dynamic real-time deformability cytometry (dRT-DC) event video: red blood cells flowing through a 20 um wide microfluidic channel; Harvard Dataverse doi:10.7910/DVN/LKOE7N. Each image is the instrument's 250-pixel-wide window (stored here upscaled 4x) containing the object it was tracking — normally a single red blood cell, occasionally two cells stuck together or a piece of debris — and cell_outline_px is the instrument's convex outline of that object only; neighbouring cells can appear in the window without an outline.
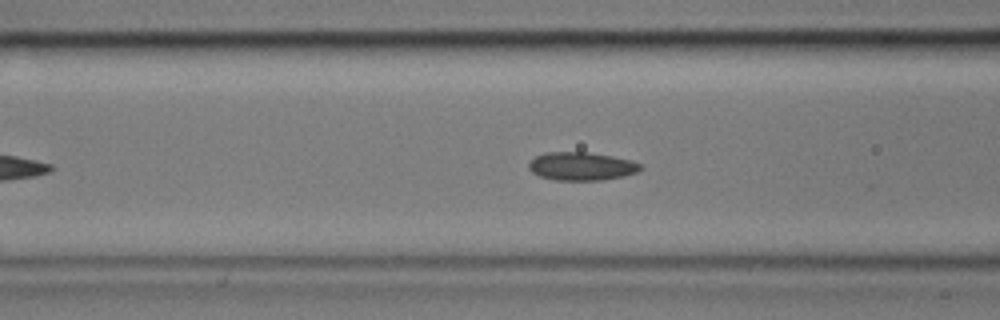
{"species": "common noctule bat (a hibernating species)", "species_latin": "Nyctalus noctula", "temperature_condition": "cold", "stored_images_in_passage": 48, "camera_frame_rate_fps": 3000, "um_per_image_px": 0.085, "animal": {"sex": "male", "body_mass_g": 17.9, "forearm_length_mm": 54.2}, "frame": {"image": 1, "passage_image": 13, "time_ms": 4.0, "image_size_px": [1000, 320], "cell_outline_px": [[644, 168], [636, 172], [624, 176], [604, 180], [556, 180], [540, 176], [532, 172], [528, 168], [528, 164], [536, 156], [544, 152], [588, 152], [612, 156], [632, 160], [644, 164]], "centroid_in_image_um": [49.47, 14.13], "position_along_channel_um": 117.1, "area_um2": 18.55}}
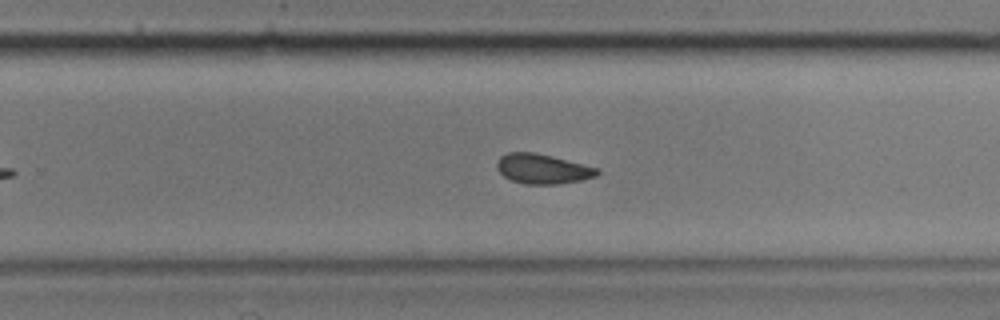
{"frame": {"image": 2, "passage_image": 27, "time_ms": 8.667, "image_size_px": [1000, 320], "cell_outline_px": [[600, 172], [596, 176], [580, 180], [560, 184], [524, 184], [512, 180], [504, 176], [496, 168], [496, 160], [500, 156], [508, 152], [536, 152], [600, 168]], "centroid_in_image_um": [46.11, 14.34], "position_along_channel_um": 283.7, "area_um2": 17.57}}
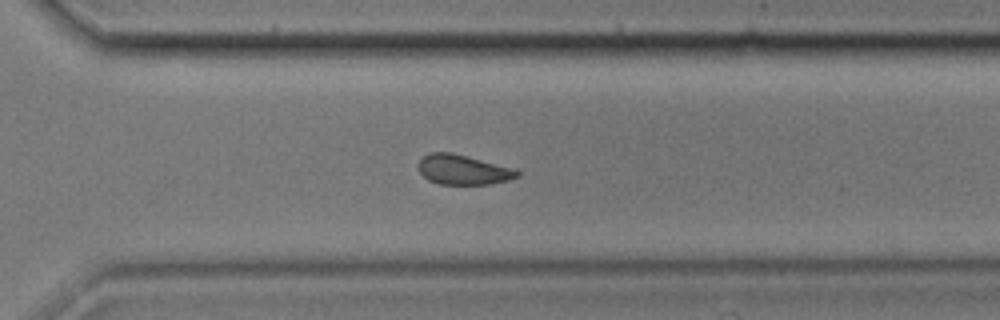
{"frame": {"image": 3, "passage_image": 31, "time_ms": 10.0, "image_size_px": [1000, 320], "cell_outline_px": [[520, 176], [508, 180], [488, 184], [440, 184], [428, 180], [420, 172], [420, 160], [428, 152], [452, 152], [508, 168], [520, 172]], "centroid_in_image_um": [39.31, 14.43], "position_along_channel_um": 331.3, "area_um2": 16.65}, "authors_computed_cell_mechanics": {"area_um2": 18.2648, "velocity_mm_per_s": 3.5706, "shape_relaxation_time_tau1_ms": 10.9609, "shape_relaxation_time_tau2_ms": 3.6809, "deformation_change_tau1": 0.1282, "deformation_change_tau2": 0.0736}}